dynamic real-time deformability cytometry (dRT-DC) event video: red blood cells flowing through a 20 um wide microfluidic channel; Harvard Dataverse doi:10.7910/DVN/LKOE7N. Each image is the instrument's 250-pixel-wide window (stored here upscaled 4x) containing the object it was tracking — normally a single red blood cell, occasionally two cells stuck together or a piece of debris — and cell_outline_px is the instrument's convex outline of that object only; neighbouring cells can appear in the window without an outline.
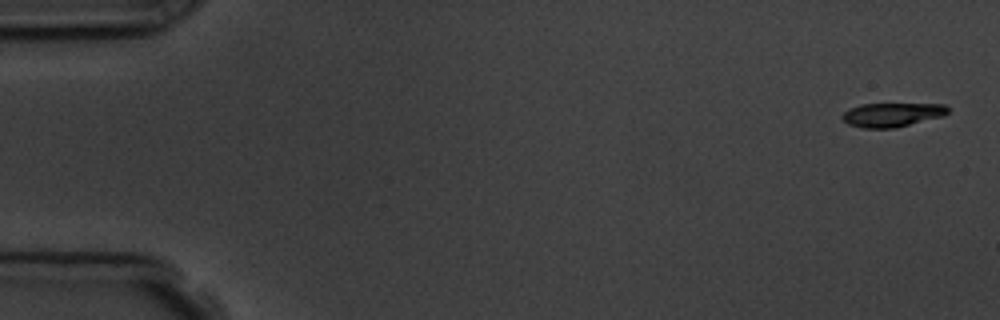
{"species": "common noctule bat (a hibernating species)", "species_latin": "Nyctalus noctula", "temperature_condition": "room temperature", "stored_images_in_passage": 4, "camera_frame_rate_fps": 3000, "um_per_image_px": 0.085, "animal": {"sex": "male", "body_mass_g": 19.5, "forearm_length_mm": 54.6}, "frame": {"image": 1, "passage_image": 1, "time_ms": 0.0, "image_size_px": [1000, 320], "cell_outline_px": [[948, 112], [944, 116], [896, 128], [864, 128], [848, 124], [840, 116], [848, 108], [860, 104], [944, 104], [948, 108]], "centroid_in_image_um": [75.81, 9.75], "position_along_channel_um": 9.2, "area_um2": 14.85}}